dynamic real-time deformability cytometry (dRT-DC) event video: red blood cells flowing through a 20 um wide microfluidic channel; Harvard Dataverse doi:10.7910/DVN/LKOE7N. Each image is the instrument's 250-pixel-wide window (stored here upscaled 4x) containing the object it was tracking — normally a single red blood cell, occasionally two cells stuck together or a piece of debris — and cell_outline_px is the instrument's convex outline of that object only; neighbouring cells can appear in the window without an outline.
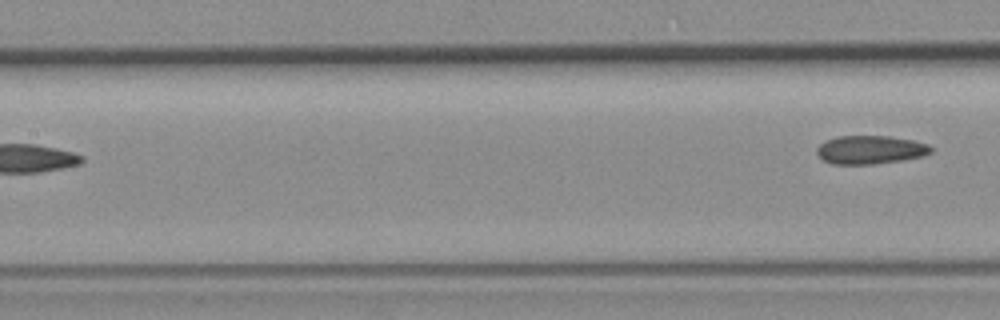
{"species": "common noctule bat (a hibernating species)", "species_latin": "Nyctalus noctula", "temperature_condition": "room temperature", "stored_images_in_passage": 7, "segment_of_instrument_passage": [2, 2], "camera_frame_rate_fps": 3000, "um_per_image_px": 0.085, "animal": {"sex": "female", "body_mass_g": 19.3, "forearm_length_mm": 54.1}, "frame": {"image": 1, "passage_image": 7, "time_ms": 7.0, "image_size_px": [1000, 320], "cell_outline_px": [[932, 152], [920, 156], [900, 160], [872, 164], [832, 164], [824, 160], [816, 152], [816, 148], [820, 144], [836, 136], [888, 136], [912, 140], [928, 144], [932, 148]], "centroid_in_image_um": [73.95, 12.72], "position_along_channel_um": 133.4, "area_um2": 18.67}}